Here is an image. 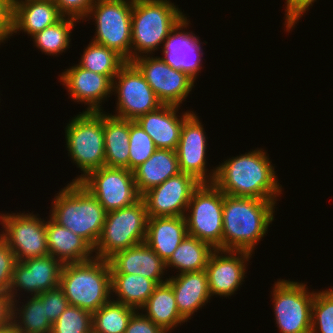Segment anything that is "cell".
I'll return each mask as SVG.
<instances>
[{
	"label": "cell",
	"mask_w": 333,
	"mask_h": 333,
	"mask_svg": "<svg viewBox=\"0 0 333 333\" xmlns=\"http://www.w3.org/2000/svg\"><path fill=\"white\" fill-rule=\"evenodd\" d=\"M254 150L232 157L216 171L214 184L225 194L246 198L277 201L282 186L266 152Z\"/></svg>",
	"instance_id": "6da1fadb"
},
{
	"label": "cell",
	"mask_w": 333,
	"mask_h": 333,
	"mask_svg": "<svg viewBox=\"0 0 333 333\" xmlns=\"http://www.w3.org/2000/svg\"><path fill=\"white\" fill-rule=\"evenodd\" d=\"M276 202L223 193L222 250H253L274 220Z\"/></svg>",
	"instance_id": "7a4b0ae2"
},
{
	"label": "cell",
	"mask_w": 333,
	"mask_h": 333,
	"mask_svg": "<svg viewBox=\"0 0 333 333\" xmlns=\"http://www.w3.org/2000/svg\"><path fill=\"white\" fill-rule=\"evenodd\" d=\"M52 202L50 218L85 239L93 248L101 235L107 211L79 182L68 183Z\"/></svg>",
	"instance_id": "3957f363"
},
{
	"label": "cell",
	"mask_w": 333,
	"mask_h": 333,
	"mask_svg": "<svg viewBox=\"0 0 333 333\" xmlns=\"http://www.w3.org/2000/svg\"><path fill=\"white\" fill-rule=\"evenodd\" d=\"M59 287L69 305L93 314L111 299V267L108 260L94 257L78 263L63 264Z\"/></svg>",
	"instance_id": "277c9868"
},
{
	"label": "cell",
	"mask_w": 333,
	"mask_h": 333,
	"mask_svg": "<svg viewBox=\"0 0 333 333\" xmlns=\"http://www.w3.org/2000/svg\"><path fill=\"white\" fill-rule=\"evenodd\" d=\"M184 16L170 0H133L131 61L157 50Z\"/></svg>",
	"instance_id": "5b68a950"
},
{
	"label": "cell",
	"mask_w": 333,
	"mask_h": 333,
	"mask_svg": "<svg viewBox=\"0 0 333 333\" xmlns=\"http://www.w3.org/2000/svg\"><path fill=\"white\" fill-rule=\"evenodd\" d=\"M69 122L65 128L68 154L83 171L72 181L80 182L105 166L104 113L83 111Z\"/></svg>",
	"instance_id": "8992f818"
},
{
	"label": "cell",
	"mask_w": 333,
	"mask_h": 333,
	"mask_svg": "<svg viewBox=\"0 0 333 333\" xmlns=\"http://www.w3.org/2000/svg\"><path fill=\"white\" fill-rule=\"evenodd\" d=\"M147 207L141 198L135 204L107 212L101 235L93 248L96 258L108 260L115 253L145 242Z\"/></svg>",
	"instance_id": "52a82bcc"
},
{
	"label": "cell",
	"mask_w": 333,
	"mask_h": 333,
	"mask_svg": "<svg viewBox=\"0 0 333 333\" xmlns=\"http://www.w3.org/2000/svg\"><path fill=\"white\" fill-rule=\"evenodd\" d=\"M186 212L188 235L222 250L223 192L214 183H201L193 191Z\"/></svg>",
	"instance_id": "ba28073f"
},
{
	"label": "cell",
	"mask_w": 333,
	"mask_h": 333,
	"mask_svg": "<svg viewBox=\"0 0 333 333\" xmlns=\"http://www.w3.org/2000/svg\"><path fill=\"white\" fill-rule=\"evenodd\" d=\"M132 5L133 0H95L88 14L94 16L97 26L92 41L116 51L130 62Z\"/></svg>",
	"instance_id": "9c48e42d"
},
{
	"label": "cell",
	"mask_w": 333,
	"mask_h": 333,
	"mask_svg": "<svg viewBox=\"0 0 333 333\" xmlns=\"http://www.w3.org/2000/svg\"><path fill=\"white\" fill-rule=\"evenodd\" d=\"M307 289L304 283L284 279L275 282L272 297L280 333H311L315 292Z\"/></svg>",
	"instance_id": "30bf717a"
},
{
	"label": "cell",
	"mask_w": 333,
	"mask_h": 333,
	"mask_svg": "<svg viewBox=\"0 0 333 333\" xmlns=\"http://www.w3.org/2000/svg\"><path fill=\"white\" fill-rule=\"evenodd\" d=\"M109 212L135 204L141 199L133 171L103 166L79 182Z\"/></svg>",
	"instance_id": "8fae6325"
},
{
	"label": "cell",
	"mask_w": 333,
	"mask_h": 333,
	"mask_svg": "<svg viewBox=\"0 0 333 333\" xmlns=\"http://www.w3.org/2000/svg\"><path fill=\"white\" fill-rule=\"evenodd\" d=\"M112 91L118 94L117 113L113 116L121 119L135 121L163 105L144 76L130 61H127L114 77Z\"/></svg>",
	"instance_id": "7c38bea8"
},
{
	"label": "cell",
	"mask_w": 333,
	"mask_h": 333,
	"mask_svg": "<svg viewBox=\"0 0 333 333\" xmlns=\"http://www.w3.org/2000/svg\"><path fill=\"white\" fill-rule=\"evenodd\" d=\"M4 231L0 236L14 252L17 261L49 255L46 222L34 214H0Z\"/></svg>",
	"instance_id": "4fadbf2b"
},
{
	"label": "cell",
	"mask_w": 333,
	"mask_h": 333,
	"mask_svg": "<svg viewBox=\"0 0 333 333\" xmlns=\"http://www.w3.org/2000/svg\"><path fill=\"white\" fill-rule=\"evenodd\" d=\"M144 76L162 104L180 106L194 86V80L182 71L175 70L160 57L150 54L131 61Z\"/></svg>",
	"instance_id": "5bb4252c"
},
{
	"label": "cell",
	"mask_w": 333,
	"mask_h": 333,
	"mask_svg": "<svg viewBox=\"0 0 333 333\" xmlns=\"http://www.w3.org/2000/svg\"><path fill=\"white\" fill-rule=\"evenodd\" d=\"M200 184L192 175L180 172L149 189L141 196L148 217L185 216L191 195Z\"/></svg>",
	"instance_id": "9a60e30c"
},
{
	"label": "cell",
	"mask_w": 333,
	"mask_h": 333,
	"mask_svg": "<svg viewBox=\"0 0 333 333\" xmlns=\"http://www.w3.org/2000/svg\"><path fill=\"white\" fill-rule=\"evenodd\" d=\"M197 117V114L192 112L182 125L176 149L179 169L182 173L192 175L200 183H213L217 168L208 173V176L205 166L207 150L206 135L204 134L203 125Z\"/></svg>",
	"instance_id": "2e32d148"
},
{
	"label": "cell",
	"mask_w": 333,
	"mask_h": 333,
	"mask_svg": "<svg viewBox=\"0 0 333 333\" xmlns=\"http://www.w3.org/2000/svg\"><path fill=\"white\" fill-rule=\"evenodd\" d=\"M62 267L63 264L51 255L17 261L8 294L14 301L19 289L31 296L55 289L60 285Z\"/></svg>",
	"instance_id": "e0dca14e"
},
{
	"label": "cell",
	"mask_w": 333,
	"mask_h": 333,
	"mask_svg": "<svg viewBox=\"0 0 333 333\" xmlns=\"http://www.w3.org/2000/svg\"><path fill=\"white\" fill-rule=\"evenodd\" d=\"M251 256L246 251L215 249L205 269L210 295L228 297L234 294L244 281L246 261Z\"/></svg>",
	"instance_id": "ac0fdd59"
},
{
	"label": "cell",
	"mask_w": 333,
	"mask_h": 333,
	"mask_svg": "<svg viewBox=\"0 0 333 333\" xmlns=\"http://www.w3.org/2000/svg\"><path fill=\"white\" fill-rule=\"evenodd\" d=\"M188 24L189 21L184 16L171 29L163 43L162 54L164 57L160 58L170 67L182 71L195 80L202 68L203 51L200 39L195 34L182 31L183 28L187 29Z\"/></svg>",
	"instance_id": "d6986e66"
},
{
	"label": "cell",
	"mask_w": 333,
	"mask_h": 333,
	"mask_svg": "<svg viewBox=\"0 0 333 333\" xmlns=\"http://www.w3.org/2000/svg\"><path fill=\"white\" fill-rule=\"evenodd\" d=\"M62 72L60 80L76 102L88 105L86 111L100 112L101 103L113 92V80L107 76L80 67L78 64Z\"/></svg>",
	"instance_id": "ffe728a7"
},
{
	"label": "cell",
	"mask_w": 333,
	"mask_h": 333,
	"mask_svg": "<svg viewBox=\"0 0 333 333\" xmlns=\"http://www.w3.org/2000/svg\"><path fill=\"white\" fill-rule=\"evenodd\" d=\"M108 262L111 274L142 275L153 280L157 285L167 282L162 280L167 269L166 262L145 242L115 253Z\"/></svg>",
	"instance_id": "44dd1931"
},
{
	"label": "cell",
	"mask_w": 333,
	"mask_h": 333,
	"mask_svg": "<svg viewBox=\"0 0 333 333\" xmlns=\"http://www.w3.org/2000/svg\"><path fill=\"white\" fill-rule=\"evenodd\" d=\"M178 107L180 106L163 104L135 120L150 135L157 149L176 151L184 120L191 114L187 111L178 118Z\"/></svg>",
	"instance_id": "7402d4cb"
},
{
	"label": "cell",
	"mask_w": 333,
	"mask_h": 333,
	"mask_svg": "<svg viewBox=\"0 0 333 333\" xmlns=\"http://www.w3.org/2000/svg\"><path fill=\"white\" fill-rule=\"evenodd\" d=\"M64 16L55 2L44 0H13L11 36L23 30L31 37L49 27Z\"/></svg>",
	"instance_id": "603a6c76"
},
{
	"label": "cell",
	"mask_w": 333,
	"mask_h": 333,
	"mask_svg": "<svg viewBox=\"0 0 333 333\" xmlns=\"http://www.w3.org/2000/svg\"><path fill=\"white\" fill-rule=\"evenodd\" d=\"M166 280L173 289L178 311L186 321L211 297L206 270L181 273Z\"/></svg>",
	"instance_id": "cb8c5ba5"
},
{
	"label": "cell",
	"mask_w": 333,
	"mask_h": 333,
	"mask_svg": "<svg viewBox=\"0 0 333 333\" xmlns=\"http://www.w3.org/2000/svg\"><path fill=\"white\" fill-rule=\"evenodd\" d=\"M187 235L185 216L148 217L145 243L165 262Z\"/></svg>",
	"instance_id": "d4e9b609"
},
{
	"label": "cell",
	"mask_w": 333,
	"mask_h": 333,
	"mask_svg": "<svg viewBox=\"0 0 333 333\" xmlns=\"http://www.w3.org/2000/svg\"><path fill=\"white\" fill-rule=\"evenodd\" d=\"M46 238L49 255L62 264L85 262L93 259V247L70 229L58 225L51 218L46 221Z\"/></svg>",
	"instance_id": "484cf974"
},
{
	"label": "cell",
	"mask_w": 333,
	"mask_h": 333,
	"mask_svg": "<svg viewBox=\"0 0 333 333\" xmlns=\"http://www.w3.org/2000/svg\"><path fill=\"white\" fill-rule=\"evenodd\" d=\"M133 173L137 191L142 196L149 189L180 173L176 151L157 149Z\"/></svg>",
	"instance_id": "4316f807"
},
{
	"label": "cell",
	"mask_w": 333,
	"mask_h": 333,
	"mask_svg": "<svg viewBox=\"0 0 333 333\" xmlns=\"http://www.w3.org/2000/svg\"><path fill=\"white\" fill-rule=\"evenodd\" d=\"M105 166L129 170V120L104 111Z\"/></svg>",
	"instance_id": "83f0119b"
},
{
	"label": "cell",
	"mask_w": 333,
	"mask_h": 333,
	"mask_svg": "<svg viewBox=\"0 0 333 333\" xmlns=\"http://www.w3.org/2000/svg\"><path fill=\"white\" fill-rule=\"evenodd\" d=\"M140 309L145 310L144 315L165 332L186 322L178 311L173 289L168 282L158 284Z\"/></svg>",
	"instance_id": "f1b7e54d"
},
{
	"label": "cell",
	"mask_w": 333,
	"mask_h": 333,
	"mask_svg": "<svg viewBox=\"0 0 333 333\" xmlns=\"http://www.w3.org/2000/svg\"><path fill=\"white\" fill-rule=\"evenodd\" d=\"M157 284L142 275L137 274H111V292L118 296L113 300L135 309L147 302Z\"/></svg>",
	"instance_id": "f546056e"
},
{
	"label": "cell",
	"mask_w": 333,
	"mask_h": 333,
	"mask_svg": "<svg viewBox=\"0 0 333 333\" xmlns=\"http://www.w3.org/2000/svg\"><path fill=\"white\" fill-rule=\"evenodd\" d=\"M214 250L207 242L187 235L166 261V267H175L180 274L205 270Z\"/></svg>",
	"instance_id": "4dcf8cb0"
},
{
	"label": "cell",
	"mask_w": 333,
	"mask_h": 333,
	"mask_svg": "<svg viewBox=\"0 0 333 333\" xmlns=\"http://www.w3.org/2000/svg\"><path fill=\"white\" fill-rule=\"evenodd\" d=\"M17 303V300L13 301V326L16 333H51L52 323L46 316L45 303L38 296L30 297L20 309Z\"/></svg>",
	"instance_id": "1f68e13d"
},
{
	"label": "cell",
	"mask_w": 333,
	"mask_h": 333,
	"mask_svg": "<svg viewBox=\"0 0 333 333\" xmlns=\"http://www.w3.org/2000/svg\"><path fill=\"white\" fill-rule=\"evenodd\" d=\"M126 62L116 51L91 41L78 65L85 70L107 75L113 80Z\"/></svg>",
	"instance_id": "d6a6232c"
},
{
	"label": "cell",
	"mask_w": 333,
	"mask_h": 333,
	"mask_svg": "<svg viewBox=\"0 0 333 333\" xmlns=\"http://www.w3.org/2000/svg\"><path fill=\"white\" fill-rule=\"evenodd\" d=\"M136 310L111 299L92 314L93 333H125Z\"/></svg>",
	"instance_id": "836d02e7"
},
{
	"label": "cell",
	"mask_w": 333,
	"mask_h": 333,
	"mask_svg": "<svg viewBox=\"0 0 333 333\" xmlns=\"http://www.w3.org/2000/svg\"><path fill=\"white\" fill-rule=\"evenodd\" d=\"M67 18V19H66ZM78 20L72 17H63L57 23L46 27L32 36L38 49L49 55H57L69 48L71 29Z\"/></svg>",
	"instance_id": "e575fe53"
},
{
	"label": "cell",
	"mask_w": 333,
	"mask_h": 333,
	"mask_svg": "<svg viewBox=\"0 0 333 333\" xmlns=\"http://www.w3.org/2000/svg\"><path fill=\"white\" fill-rule=\"evenodd\" d=\"M156 150L150 135L136 121L129 120V170L134 171Z\"/></svg>",
	"instance_id": "d590c367"
},
{
	"label": "cell",
	"mask_w": 333,
	"mask_h": 333,
	"mask_svg": "<svg viewBox=\"0 0 333 333\" xmlns=\"http://www.w3.org/2000/svg\"><path fill=\"white\" fill-rule=\"evenodd\" d=\"M311 333H333L332 288L315 292L312 302Z\"/></svg>",
	"instance_id": "8d00e7d4"
},
{
	"label": "cell",
	"mask_w": 333,
	"mask_h": 333,
	"mask_svg": "<svg viewBox=\"0 0 333 333\" xmlns=\"http://www.w3.org/2000/svg\"><path fill=\"white\" fill-rule=\"evenodd\" d=\"M92 314L69 305L52 324L51 333H92Z\"/></svg>",
	"instance_id": "74e56055"
},
{
	"label": "cell",
	"mask_w": 333,
	"mask_h": 333,
	"mask_svg": "<svg viewBox=\"0 0 333 333\" xmlns=\"http://www.w3.org/2000/svg\"><path fill=\"white\" fill-rule=\"evenodd\" d=\"M38 297L45 303L46 316L52 324L69 306L65 293L60 287L42 292Z\"/></svg>",
	"instance_id": "f35d334b"
},
{
	"label": "cell",
	"mask_w": 333,
	"mask_h": 333,
	"mask_svg": "<svg viewBox=\"0 0 333 333\" xmlns=\"http://www.w3.org/2000/svg\"><path fill=\"white\" fill-rule=\"evenodd\" d=\"M17 260L7 242L0 236V293H9Z\"/></svg>",
	"instance_id": "ab89813d"
},
{
	"label": "cell",
	"mask_w": 333,
	"mask_h": 333,
	"mask_svg": "<svg viewBox=\"0 0 333 333\" xmlns=\"http://www.w3.org/2000/svg\"><path fill=\"white\" fill-rule=\"evenodd\" d=\"M95 0H56L55 5L64 17L85 20Z\"/></svg>",
	"instance_id": "60d3db41"
},
{
	"label": "cell",
	"mask_w": 333,
	"mask_h": 333,
	"mask_svg": "<svg viewBox=\"0 0 333 333\" xmlns=\"http://www.w3.org/2000/svg\"><path fill=\"white\" fill-rule=\"evenodd\" d=\"M316 0H286L285 27L290 31ZM311 5V6H310Z\"/></svg>",
	"instance_id": "b9f144b4"
},
{
	"label": "cell",
	"mask_w": 333,
	"mask_h": 333,
	"mask_svg": "<svg viewBox=\"0 0 333 333\" xmlns=\"http://www.w3.org/2000/svg\"><path fill=\"white\" fill-rule=\"evenodd\" d=\"M141 314V315H140ZM138 310L131 316L125 333H167Z\"/></svg>",
	"instance_id": "7bdbcfd3"
},
{
	"label": "cell",
	"mask_w": 333,
	"mask_h": 333,
	"mask_svg": "<svg viewBox=\"0 0 333 333\" xmlns=\"http://www.w3.org/2000/svg\"><path fill=\"white\" fill-rule=\"evenodd\" d=\"M12 2L13 0H0V43L11 36Z\"/></svg>",
	"instance_id": "ee69618b"
},
{
	"label": "cell",
	"mask_w": 333,
	"mask_h": 333,
	"mask_svg": "<svg viewBox=\"0 0 333 333\" xmlns=\"http://www.w3.org/2000/svg\"><path fill=\"white\" fill-rule=\"evenodd\" d=\"M13 326V300L9 294L0 293V330Z\"/></svg>",
	"instance_id": "f6af8a7d"
},
{
	"label": "cell",
	"mask_w": 333,
	"mask_h": 333,
	"mask_svg": "<svg viewBox=\"0 0 333 333\" xmlns=\"http://www.w3.org/2000/svg\"><path fill=\"white\" fill-rule=\"evenodd\" d=\"M0 333H16V330H15L14 326H11L9 328L0 330Z\"/></svg>",
	"instance_id": "bcb514c9"
},
{
	"label": "cell",
	"mask_w": 333,
	"mask_h": 333,
	"mask_svg": "<svg viewBox=\"0 0 333 333\" xmlns=\"http://www.w3.org/2000/svg\"><path fill=\"white\" fill-rule=\"evenodd\" d=\"M44 1H51V2H55L56 0H44Z\"/></svg>",
	"instance_id": "7dc6e473"
}]
</instances>
